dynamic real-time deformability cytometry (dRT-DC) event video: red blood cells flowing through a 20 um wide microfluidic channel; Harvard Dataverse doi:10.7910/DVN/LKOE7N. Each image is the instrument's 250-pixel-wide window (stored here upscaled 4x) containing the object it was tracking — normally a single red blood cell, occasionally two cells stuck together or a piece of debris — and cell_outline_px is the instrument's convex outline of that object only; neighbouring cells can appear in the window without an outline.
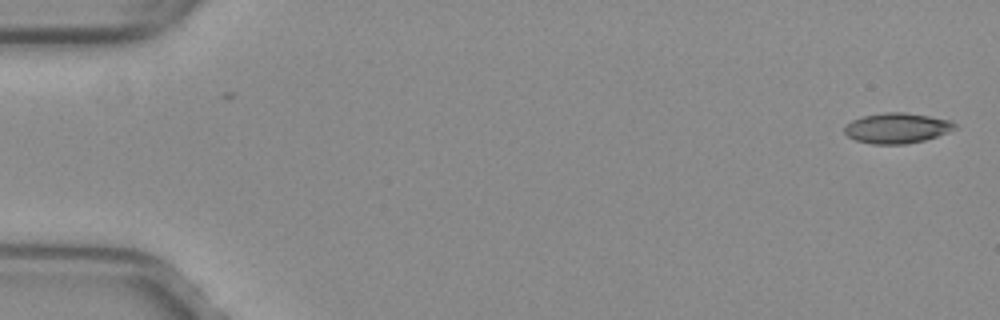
{"species": "common noctule bat (a hibernating species)", "species_latin": "Nyctalus noctula", "temperature_condition": "warm", "stored_images_in_passage": 9, "camera_frame_rate_fps": 3000, "um_per_image_px": 0.085, "animal": {"sex": "female", "body_mass_g": 29.2, "forearm_length_mm": 56.3}, "frame": {"image": 1, "passage_image": 1, "time_ms": 0.0, "image_size_px": [1000, 320], "cell_outline_px": [[956, 128], [948, 132], [924, 140], [904, 144], [872, 144], [856, 140], [848, 136], [844, 132], [844, 128], [852, 120], [864, 116], [884, 112], [904, 112], [952, 120], [956, 124]], "centroid_in_image_um": [76.25, 10.88], "position_along_channel_um": 8.8, "area_um2": 19.36}}